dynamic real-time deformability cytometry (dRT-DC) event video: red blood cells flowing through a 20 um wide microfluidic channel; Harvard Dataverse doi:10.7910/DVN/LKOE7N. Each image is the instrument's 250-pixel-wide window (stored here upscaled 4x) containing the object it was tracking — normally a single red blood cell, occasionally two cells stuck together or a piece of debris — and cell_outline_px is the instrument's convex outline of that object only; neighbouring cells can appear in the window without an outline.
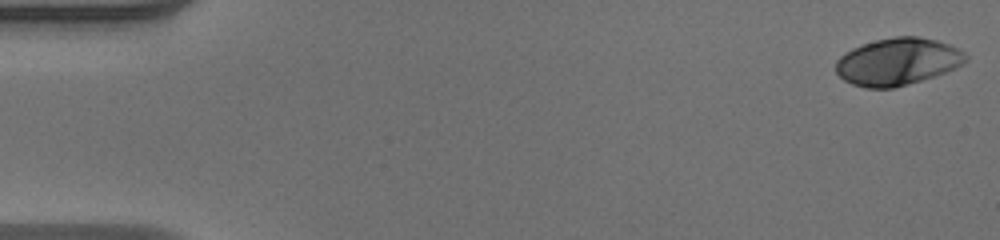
{"species": "human", "species_latin": "Homo sapiens", "temperature_condition": "warm", "stored_images_in_passage": 50, "camera_frame_rate_fps": 3000, "um_per_image_px": 0.085, "donor": {"sex": "male"}, "frame": {"image": 1, "passage_image": 1, "time_ms": 0.0, "image_size_px": [1000, 240], "cell_outline_px": [[968, 60], [956, 68], [908, 84], [892, 88], [864, 88], [852, 84], [844, 80], [836, 72], [836, 60], [844, 52], [852, 48], [876, 40], [896, 36], [916, 36], [936, 40], [948, 44], [964, 52], [968, 56]], "centroid_in_image_um": [76.28, 5.24], "position_along_channel_um": 8.7, "area_um2": 35.55}}
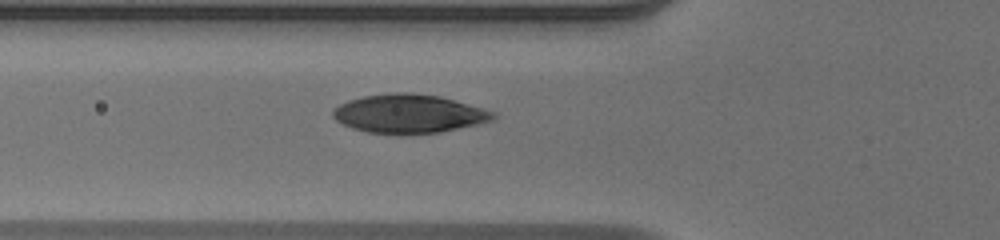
{"frame": {"image": 2, "passage_image": 18, "time_ms": 5.667, "image_size_px": [1000, 240], "cell_outline_px": [[496, 116], [492, 120], [476, 124], [440, 132], [396, 136], [368, 132], [352, 128], [336, 120], [332, 116], [332, 108], [348, 100], [364, 96], [396, 92], [412, 92], [440, 96], [496, 112]], "centroid_in_image_um": [34.71, 9.68], "position_along_channel_um": 91.1, "area_um2": 36.47}}
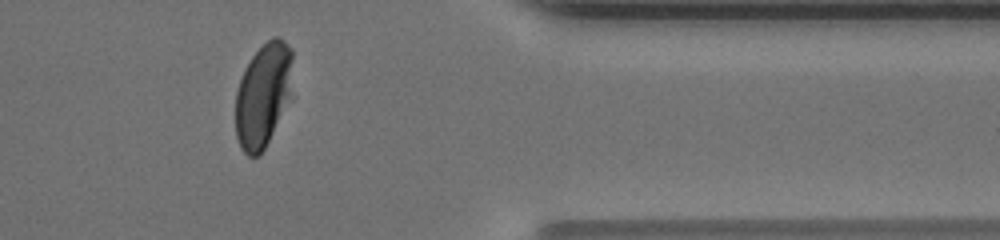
{"frame": {"image": 3, "passage_image": 41, "time_ms": 13.333, "image_size_px": [1000, 240], "cell_outline_px": [[292, 100], [260, 156], [248, 156], [240, 148], [236, 136], [236, 92], [244, 68], [252, 56], [272, 36], [280, 36], [292, 48]], "centroid_in_image_um": [22.4, 8.09], "position_along_channel_um": 389.0, "area_um2": 35.43}, "authors_computed_cell_mechanics": {"area_um2": 35.8649, "velocity_mm_per_s": 4.1135, "shape_relaxation_time_tau1_ms": 2.6008, "shape_relaxation_time_tau2_ms": null, "deformation_change_tau1": 0.2048, "deformation_change_tau2": null}}